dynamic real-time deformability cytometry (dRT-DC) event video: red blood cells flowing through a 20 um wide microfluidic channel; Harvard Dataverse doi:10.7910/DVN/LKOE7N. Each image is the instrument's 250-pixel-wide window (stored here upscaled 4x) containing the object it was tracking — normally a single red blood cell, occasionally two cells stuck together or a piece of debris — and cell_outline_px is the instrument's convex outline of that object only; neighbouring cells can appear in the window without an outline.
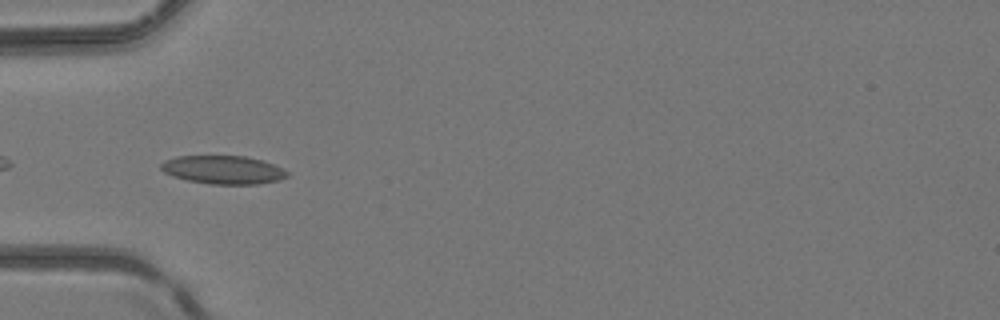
{"species": "common noctule bat (a hibernating species)", "species_latin": "Nyctalus noctula", "temperature_condition": "room temperature", "stored_images_in_passage": 7, "camera_frame_rate_fps": 3000, "um_per_image_px": 0.085, "animal": {"sex": "female", "body_mass_g": 24.6, "forearm_length_mm": 56.2}, "frame": {"image": 1, "passage_image": 5, "time_ms": 1.333, "image_size_px": [1000, 320], "cell_outline_px": [[288, 176], [280, 180], [260, 184], [208, 184], [188, 180], [172, 176], [164, 172], [160, 168], [160, 164], [164, 160], [176, 156], [244, 156], [260, 160], [284, 168], [288, 172]], "centroid_in_image_um": [18.96, 14.44], "position_along_channel_um": 66.0, "area_um2": 20.92}}
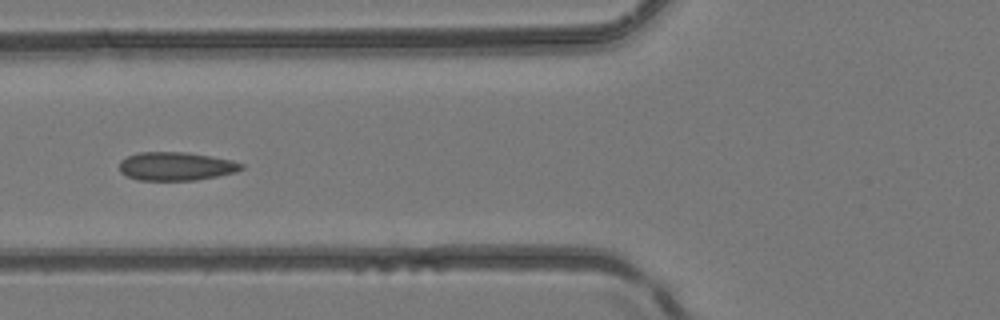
{"frame": {"image": 2, "passage_image": 6, "time_ms": 1.667, "image_size_px": [1000, 320], "cell_outline_px": [[244, 168], [236, 172], [196, 180], [136, 180], [120, 172], [120, 160], [136, 152], [188, 152], [232, 160], [244, 164]], "centroid_in_image_um": [14.96, 14.13], "position_along_channel_um": 110.8, "area_um2": 20.29}}
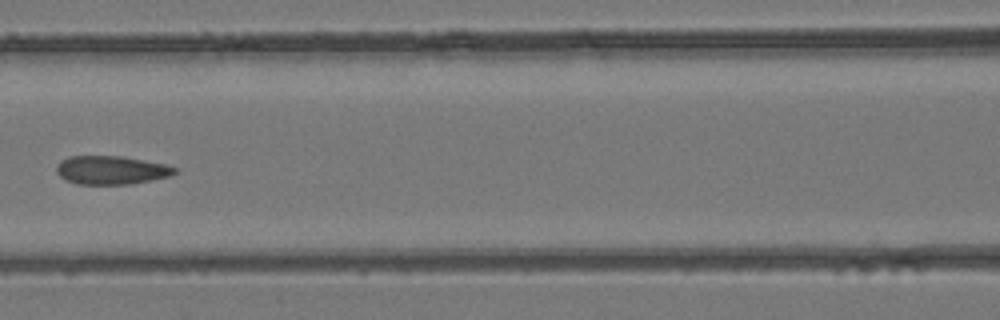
{"frame": {"image": 3, "passage_image": 7, "time_ms": 2.0, "image_size_px": [1000, 320], "cell_outline_px": [[180, 168], [172, 176], [152, 180], [128, 184], [76, 184], [60, 176], [56, 172], [56, 164], [60, 160], [68, 156], [124, 156], [164, 164]], "centroid_in_image_um": [9.47, 14.45], "position_along_channel_um": 157.1, "area_um2": 19.83}}